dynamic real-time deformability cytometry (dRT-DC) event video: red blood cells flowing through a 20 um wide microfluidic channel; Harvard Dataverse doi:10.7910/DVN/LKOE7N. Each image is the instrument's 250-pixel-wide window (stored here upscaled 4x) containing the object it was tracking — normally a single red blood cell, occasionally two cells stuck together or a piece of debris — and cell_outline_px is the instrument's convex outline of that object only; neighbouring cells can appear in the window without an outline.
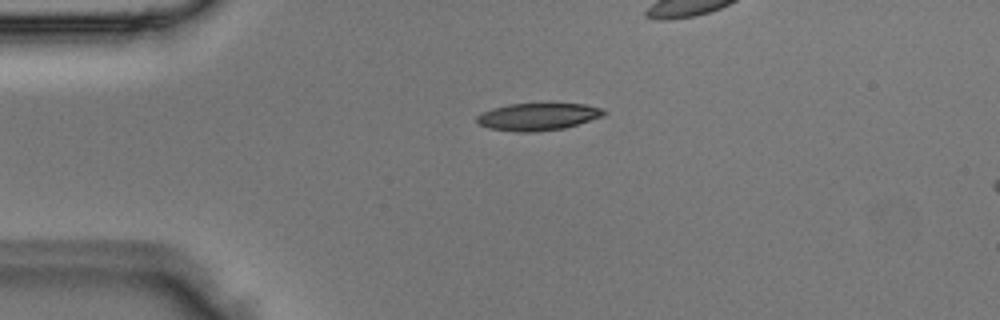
{"species": "Egyptian fruit bat (a non-hibernating species)", "species_latin": "Rousettus aegyptiacus", "temperature_condition": "room temperature", "stored_images_in_passage": 5, "camera_frame_rate_fps": 3000, "um_per_image_px": 0.085, "animal": {"sex": "male"}, "frame": {"image": 1, "passage_image": 1, "time_ms": 0.0, "image_size_px": [1000, 320], "cell_outline_px": [[608, 112], [604, 116], [564, 128], [536, 132], [516, 132], [488, 128], [476, 124], [476, 116], [480, 112], [492, 108], [508, 104], [584, 104], [604, 108]], "centroid_in_image_um": [45.69, 9.92], "position_along_channel_um": 39.3, "area_um2": 20.46}}
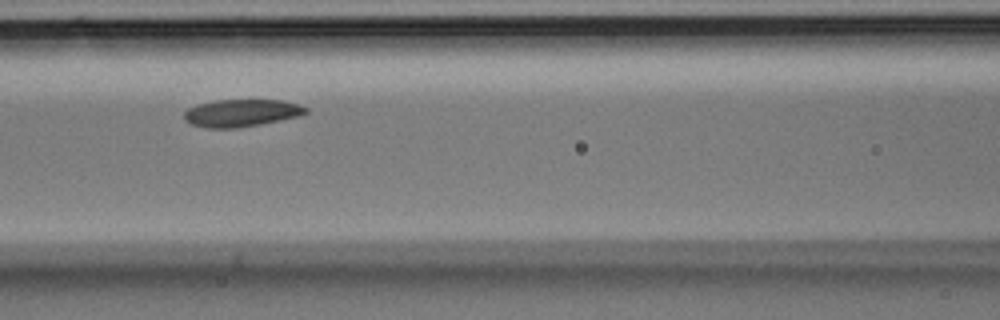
{"frame": {"image": 2, "passage_image": 4, "time_ms": 1.0, "image_size_px": [1000, 320], "cell_outline_px": [[308, 112], [300, 116], [260, 124], [236, 128], [204, 128], [192, 124], [184, 120], [184, 112], [188, 108], [196, 104], [216, 100], [284, 100], [300, 104], [308, 108]], "centroid_in_image_um": [20.52, 9.6], "position_along_channel_um": 146.1, "area_um2": 19.59}}
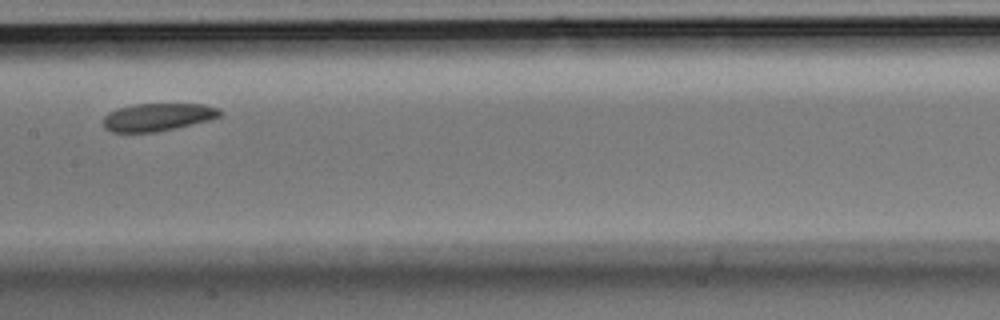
{"frame": {"image": 3, "passage_image": 5, "time_ms": 1.333, "image_size_px": [1000, 320], "cell_outline_px": [[224, 112], [220, 116], [208, 120], [192, 124], [156, 132], [112, 132], [104, 128], [104, 116], [108, 112], [116, 108], [132, 104], [204, 104], [220, 108]], "centroid_in_image_um": [13.4, 9.94], "position_along_channel_um": 194.0, "area_um2": 18.96}}